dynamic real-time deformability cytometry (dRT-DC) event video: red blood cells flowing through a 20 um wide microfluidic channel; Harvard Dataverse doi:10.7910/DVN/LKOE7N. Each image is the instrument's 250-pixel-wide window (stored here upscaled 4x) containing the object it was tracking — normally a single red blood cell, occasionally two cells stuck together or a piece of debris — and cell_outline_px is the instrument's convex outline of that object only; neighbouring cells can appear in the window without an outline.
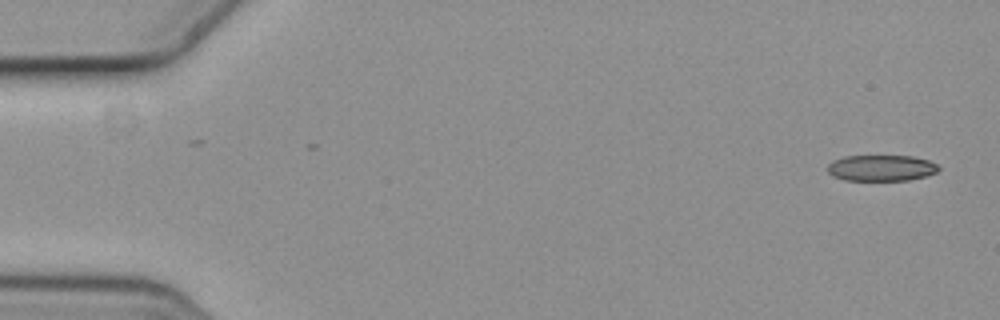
{"species": "common noctule bat (a hibernating species)", "species_latin": "Nyctalus noctula", "temperature_condition": "cold", "stored_images_in_passage": 5, "camera_frame_rate_fps": 3000, "um_per_image_px": 0.085, "animal": {"sex": "female", "body_mass_g": 19.3, "forearm_length_mm": 54.1}, "frame": {"image": 1, "passage_image": 1, "time_ms": 0.0, "image_size_px": [1000, 320], "cell_outline_px": [[940, 168], [936, 172], [924, 176], [908, 180], [844, 180], [832, 176], [828, 172], [828, 164], [832, 160], [844, 156], [912, 156], [928, 160], [936, 164]], "centroid_in_image_um": [74.87, 14.27], "position_along_channel_um": 10.1, "area_um2": 16.82}}